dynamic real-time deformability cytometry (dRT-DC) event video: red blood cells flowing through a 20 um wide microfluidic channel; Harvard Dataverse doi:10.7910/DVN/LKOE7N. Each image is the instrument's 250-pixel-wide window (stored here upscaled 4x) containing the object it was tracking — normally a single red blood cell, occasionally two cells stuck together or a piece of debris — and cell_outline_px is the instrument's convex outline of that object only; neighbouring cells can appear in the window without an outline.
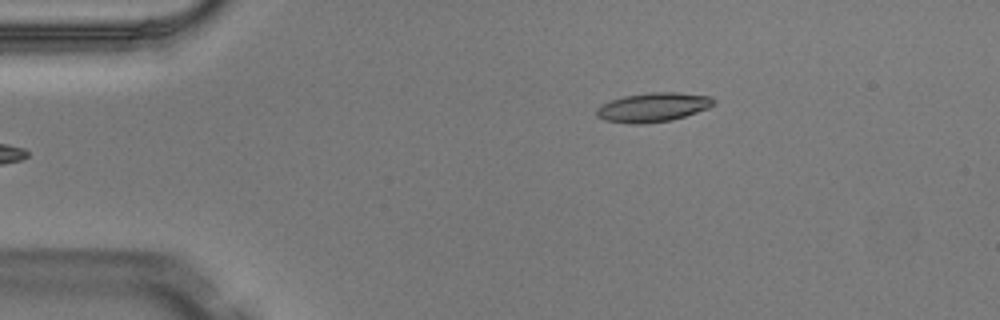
{"species": "Egyptian fruit bat (a non-hibernating species)", "species_latin": "Rousettus aegyptiacus", "temperature_condition": "warm", "stored_images_in_passage": 5, "camera_frame_rate_fps": 3000, "um_per_image_px": 0.085, "animal": {"sex": "male"}, "frame": {"image": 1, "passage_image": 5, "time_ms": 1.333, "image_size_px": [1000, 320], "cell_outline_px": [[716, 104], [708, 108], [672, 120], [644, 124], [628, 124], [604, 120], [596, 116], [596, 108], [600, 104], [624, 96], [652, 92], [676, 92], [712, 96], [716, 100]], "centroid_in_image_um": [55.5, 9.12], "position_along_channel_um": 29.5, "area_um2": 20.11}}